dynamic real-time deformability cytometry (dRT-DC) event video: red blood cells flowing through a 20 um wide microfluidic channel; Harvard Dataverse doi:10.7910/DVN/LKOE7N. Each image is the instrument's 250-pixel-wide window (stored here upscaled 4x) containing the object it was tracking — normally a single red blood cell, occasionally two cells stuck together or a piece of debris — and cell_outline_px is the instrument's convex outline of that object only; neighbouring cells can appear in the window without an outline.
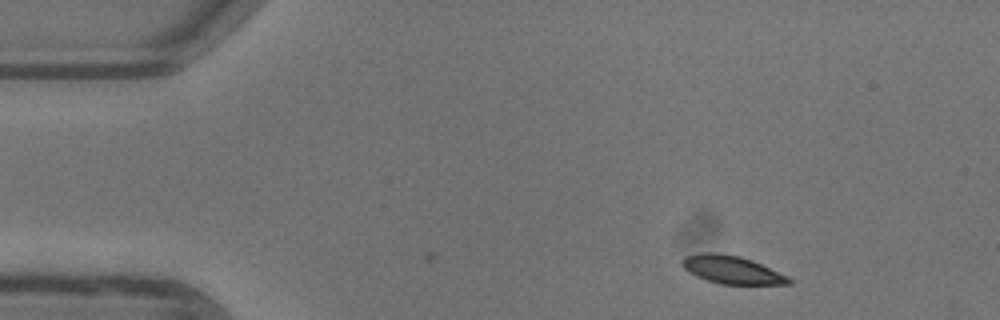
{"species": "common noctule bat (a hibernating species)", "species_latin": "Nyctalus noctula", "temperature_condition": "warm", "stored_images_in_passage": 36, "camera_frame_rate_fps": 3000, "um_per_image_px": 0.085, "animal": {"sex": "female"}, "frame": {"image": 1, "passage_image": 1, "time_ms": 0.0, "image_size_px": [1000, 320], "cell_outline_px": [[792, 284], [720, 284], [696, 276], [688, 272], [680, 264], [680, 260], [684, 256], [700, 252], [716, 252], [740, 256], [752, 260], [788, 276], [792, 280]], "centroid_in_image_um": [62.16, 22.91], "position_along_channel_um": 22.8, "area_um2": 17.51}}
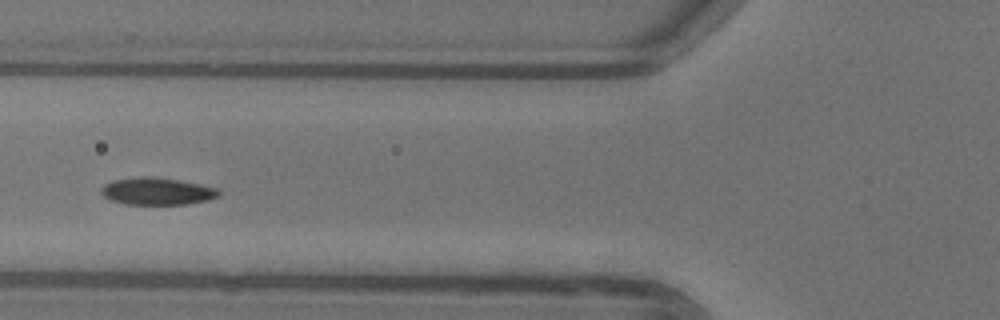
{"frame": {"image": 2, "passage_image": 14, "time_ms": 4.333, "image_size_px": [1000, 320], "cell_outline_px": [[220, 196], [208, 200], [184, 204], [124, 204], [112, 200], [104, 196], [100, 192], [104, 184], [112, 180], [144, 176], [152, 176], [200, 184], [216, 188], [220, 192]], "centroid_in_image_um": [13.34, 16.25], "position_along_channel_um": 112.5, "area_um2": 18.5}}
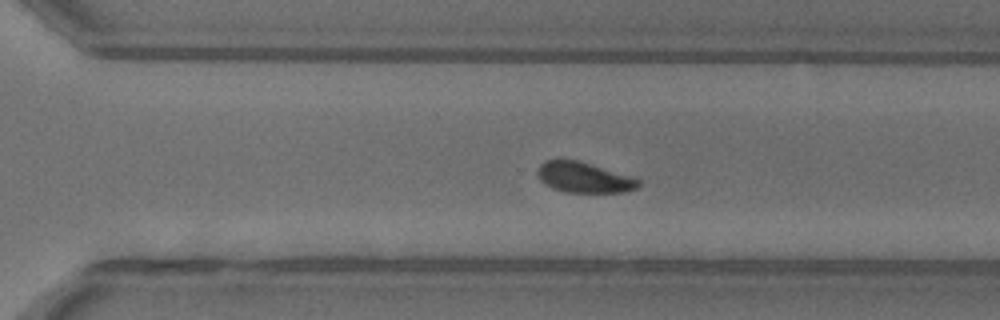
{"frame": {"image": 3, "passage_image": 30, "time_ms": 9.667, "image_size_px": [1000, 320], "cell_outline_px": [[640, 184], [636, 188], [624, 192], [564, 192], [552, 188], [544, 184], [540, 180], [536, 172], [540, 164], [548, 160], [576, 160], [628, 176], [640, 180]], "centroid_in_image_um": [49.57, 15.1], "position_along_channel_um": 321.0, "area_um2": 17.51}, "authors_computed_cell_mechanics": {"area_um2": 18.6116, "velocity_mm_per_s": 3.9213, "shape_relaxation_time_tau1_ms": 1.9514, "shape_relaxation_time_tau2_ms": null, "deformation_change_tau1": 0.1118, "deformation_change_tau2": null}}